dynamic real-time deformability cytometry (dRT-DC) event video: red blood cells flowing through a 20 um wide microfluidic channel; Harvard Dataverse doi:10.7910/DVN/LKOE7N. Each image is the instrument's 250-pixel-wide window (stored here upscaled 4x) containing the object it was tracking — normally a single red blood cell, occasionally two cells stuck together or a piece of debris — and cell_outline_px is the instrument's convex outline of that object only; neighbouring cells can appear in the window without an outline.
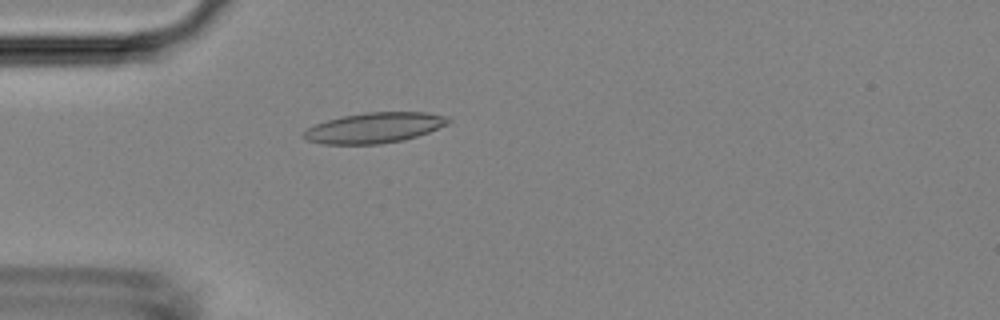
{"species": "Egyptian fruit bat (a non-hibernating species)", "species_latin": "Rousettus aegyptiacus", "temperature_condition": "room temperature", "stored_images_in_passage": 4, "camera_frame_rate_fps": 3000, "um_per_image_px": 0.085, "animal": {"sex": "female"}, "frame": {"image": 1, "passage_image": 4, "time_ms": 3.333, "image_size_px": [1000, 320], "cell_outline_px": [[452, 120], [448, 124], [428, 132], [404, 140], [380, 144], [324, 144], [304, 140], [300, 136], [308, 128], [316, 124], [340, 116], [364, 112], [428, 112], [448, 116]], "centroid_in_image_um": [31.82, 10.86], "position_along_channel_um": 53.2, "area_um2": 25.84}}